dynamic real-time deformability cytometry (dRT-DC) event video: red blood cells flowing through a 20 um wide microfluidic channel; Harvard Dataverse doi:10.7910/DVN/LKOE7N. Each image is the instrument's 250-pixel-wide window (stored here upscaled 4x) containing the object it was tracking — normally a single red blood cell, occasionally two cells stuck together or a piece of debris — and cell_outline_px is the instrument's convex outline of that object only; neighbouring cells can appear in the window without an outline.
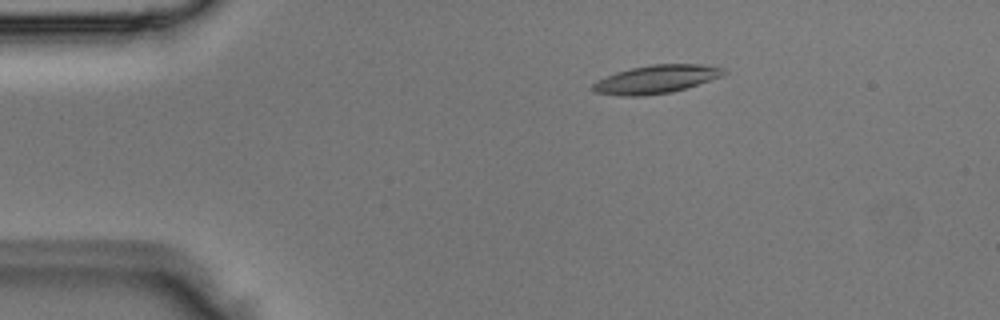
{"species": "Egyptian fruit bat (a non-hibernating species)", "species_latin": "Rousettus aegyptiacus", "temperature_condition": "room temperature", "stored_images_in_passage": 4, "segment_of_instrument_passage": [1, 2], "camera_frame_rate_fps": 3000, "um_per_image_px": 0.085, "animal": {"sex": "male"}, "frame": {"image": 1, "passage_image": 2, "time_ms": 0.333, "image_size_px": [1000, 320], "cell_outline_px": [[728, 72], [724, 76], [672, 92], [644, 96], [620, 96], [596, 92], [588, 88], [592, 84], [616, 72], [632, 68], [652, 64], [700, 64], [724, 68]], "centroid_in_image_um": [55.8, 6.74], "position_along_channel_um": 29.2, "area_um2": 21.56}}